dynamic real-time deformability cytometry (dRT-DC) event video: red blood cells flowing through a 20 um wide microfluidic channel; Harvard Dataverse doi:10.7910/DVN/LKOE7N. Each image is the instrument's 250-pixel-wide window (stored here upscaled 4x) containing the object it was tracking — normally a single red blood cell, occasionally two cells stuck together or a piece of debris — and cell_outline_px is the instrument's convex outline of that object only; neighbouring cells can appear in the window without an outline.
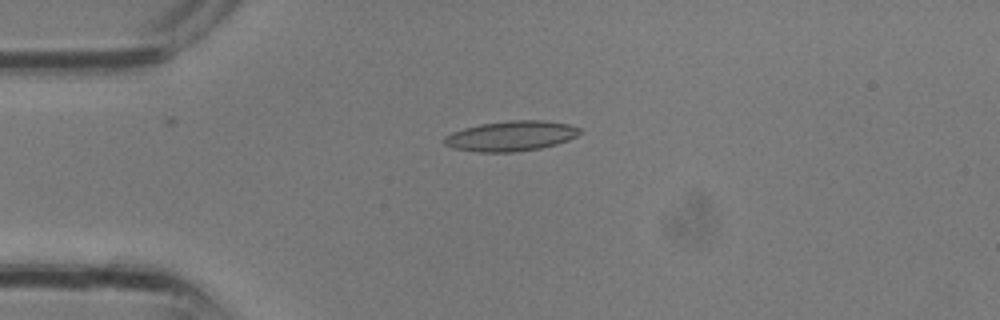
{"species": "common noctule bat (a hibernating species)", "species_latin": "Nyctalus noctula", "temperature_condition": "room temperature", "stored_images_in_passage": 32, "camera_frame_rate_fps": 3000, "um_per_image_px": 0.085, "animal": {"sex": "male", "body_mass_g": 13.3}, "frame": {"image": 1, "passage_image": 8, "time_ms": 2.333, "image_size_px": [1000, 320], "cell_outline_px": [[580, 132], [576, 136], [568, 140], [556, 144], [540, 148], [512, 152], [476, 152], [452, 148], [444, 144], [444, 136], [452, 132], [464, 128], [480, 124], [508, 120], [544, 120], [568, 124], [580, 128]], "centroid_in_image_um": [43.41, 11.56], "position_along_channel_um": 41.6, "area_um2": 23.81}}
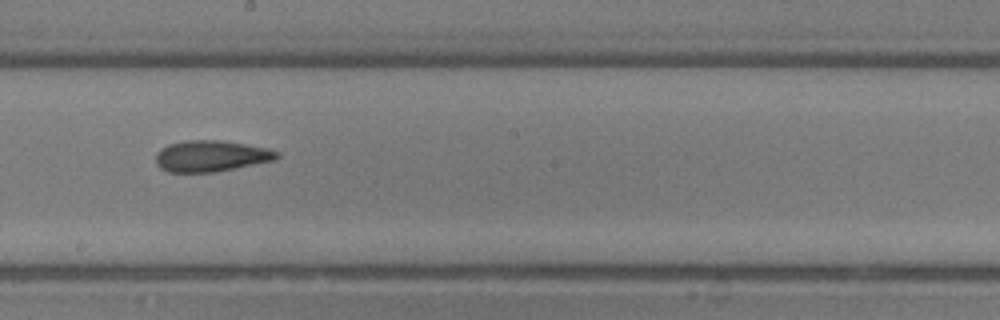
{"frame": {"image": 2, "passage_image": 18, "time_ms": 5.667, "image_size_px": [1000, 320], "cell_outline_px": [[280, 156], [276, 160], [216, 172], [168, 172], [160, 168], [156, 164], [156, 152], [160, 148], [168, 144], [184, 140], [220, 140], [268, 148], [280, 152]], "centroid_in_image_um": [17.93, 13.26], "position_along_channel_um": 230.3, "area_um2": 22.25}}
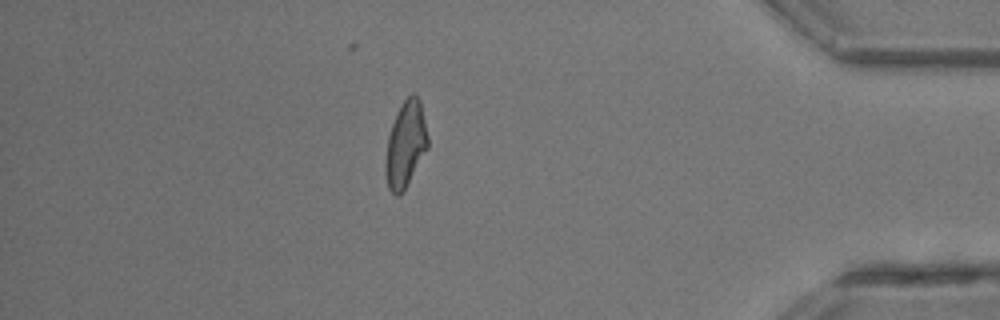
{"frame": {"image": 3, "passage_image": 28, "time_ms": 9.0, "image_size_px": [1000, 320], "cell_outline_px": [[428, 148], [404, 188], [396, 196], [388, 188], [384, 172], [384, 164], [388, 136], [396, 112], [404, 100], [412, 92], [416, 92], [420, 100], [428, 136]], "centroid_in_image_um": [34.46, 12.22], "position_along_channel_um": 400.7, "area_um2": 21.1}}